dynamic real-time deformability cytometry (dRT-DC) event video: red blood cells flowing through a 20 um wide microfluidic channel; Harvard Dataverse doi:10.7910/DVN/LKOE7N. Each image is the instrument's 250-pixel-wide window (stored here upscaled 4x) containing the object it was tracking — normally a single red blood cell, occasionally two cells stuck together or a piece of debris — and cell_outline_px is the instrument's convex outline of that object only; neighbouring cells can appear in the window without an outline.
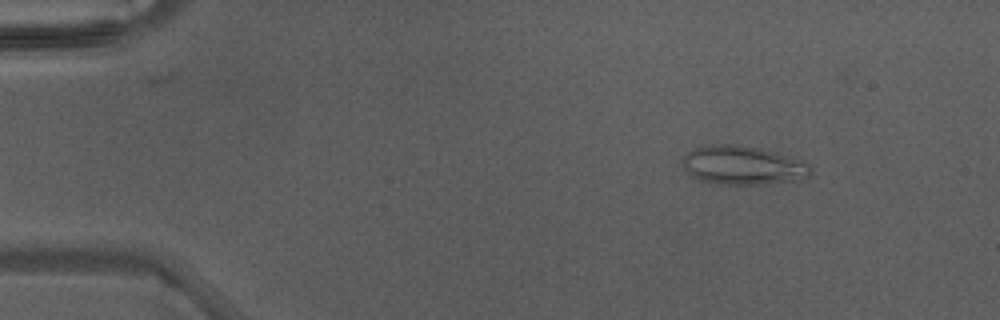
{"species": "Egyptian fruit bat (a non-hibernating species)", "species_latin": "Rousettus aegyptiacus", "temperature_condition": "warm", "stored_images_in_passage": 5, "camera_frame_rate_fps": 3000, "um_per_image_px": 0.085, "animal": {"sex": "male"}, "frame": {"image": 1, "passage_image": 5, "time_ms": 1.333, "image_size_px": [1000, 320], "cell_outline_px": [[812, 168], [808, 176], [792, 180], [760, 184], [720, 184], [700, 180], [692, 176], [680, 164], [684, 156], [688, 152], [704, 144], [736, 144], [760, 148], [776, 152], [800, 160], [808, 164]], "centroid_in_image_um": [63.08, 14.03], "position_along_channel_um": 21.9, "area_um2": 28.78}}